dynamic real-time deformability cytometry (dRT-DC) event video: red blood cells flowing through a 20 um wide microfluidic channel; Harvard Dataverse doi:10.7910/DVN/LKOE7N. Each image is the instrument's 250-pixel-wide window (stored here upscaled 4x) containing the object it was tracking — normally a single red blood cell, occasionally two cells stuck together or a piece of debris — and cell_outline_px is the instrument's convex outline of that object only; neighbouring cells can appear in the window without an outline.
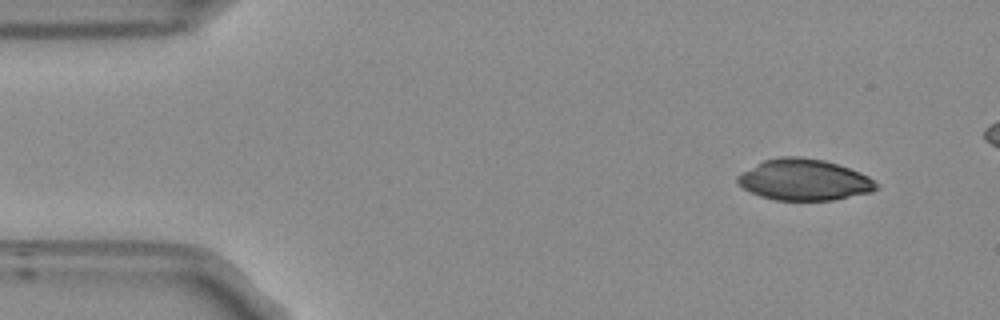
{"species": "Egyptian fruit bat (a non-hibernating species)", "species_latin": "Rousettus aegyptiacus", "temperature_condition": "room temperature", "stored_images_in_passage": 46, "camera_frame_rate_fps": 3000, "um_per_image_px": 0.085, "frame": {"image": 1, "passage_image": 1, "time_ms": 0.0, "image_size_px": [1000, 320], "cell_outline_px": [[880, 188], [872, 192], [832, 200], [776, 200], [760, 196], [744, 188], [736, 180], [736, 176], [740, 172], [764, 160], [780, 156], [800, 156], [824, 160], [860, 172], [868, 176], [880, 184]], "centroid_in_image_um": [68.37, 15.28], "position_along_channel_um": 16.6, "area_um2": 33.41}}
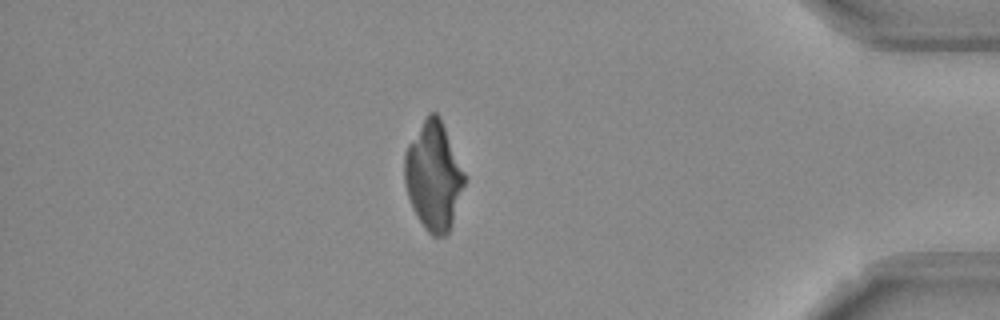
{"frame": {"image": 2, "passage_image": 42, "time_ms": 13.667, "image_size_px": [1000, 320], "cell_outline_px": [[464, 184], [448, 232], [444, 236], [432, 236], [424, 228], [408, 196], [404, 184], [404, 156], [408, 144], [428, 112], [436, 112], [440, 116], [464, 172]], "centroid_in_image_um": [36.82, 14.92], "position_along_channel_um": 398.4, "area_um2": 37.11}}